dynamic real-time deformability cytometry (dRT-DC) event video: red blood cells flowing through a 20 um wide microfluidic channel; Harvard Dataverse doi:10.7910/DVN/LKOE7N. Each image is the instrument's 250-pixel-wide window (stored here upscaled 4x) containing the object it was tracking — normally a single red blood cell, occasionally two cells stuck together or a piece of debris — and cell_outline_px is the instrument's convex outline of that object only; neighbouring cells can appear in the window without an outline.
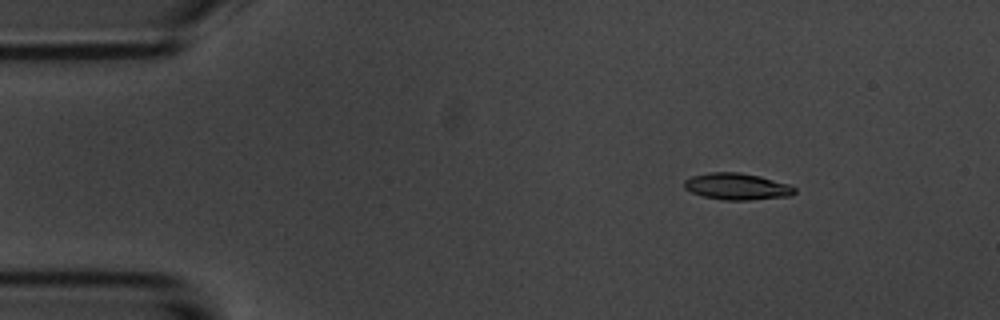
{"species": "common noctule bat (a hibernating species)", "species_latin": "Nyctalus noctula", "temperature_condition": "room temperature", "stored_images_in_passage": 5, "camera_frame_rate_fps": 3000, "um_per_image_px": 0.085, "animal": {"sex": "male", "body_mass_g": 20.1, "forearm_length_mm": 53.5}, "frame": {"image": 1, "passage_image": 3, "time_ms": 2.333, "image_size_px": [1000, 320], "cell_outline_px": [[796, 192], [792, 196], [748, 200], [724, 200], [704, 196], [692, 192], [684, 188], [684, 180], [692, 176], [708, 172], [740, 172], [760, 176], [788, 184], [796, 188]], "centroid_in_image_um": [62.66, 15.85], "position_along_channel_um": 22.3, "area_um2": 17.17}}